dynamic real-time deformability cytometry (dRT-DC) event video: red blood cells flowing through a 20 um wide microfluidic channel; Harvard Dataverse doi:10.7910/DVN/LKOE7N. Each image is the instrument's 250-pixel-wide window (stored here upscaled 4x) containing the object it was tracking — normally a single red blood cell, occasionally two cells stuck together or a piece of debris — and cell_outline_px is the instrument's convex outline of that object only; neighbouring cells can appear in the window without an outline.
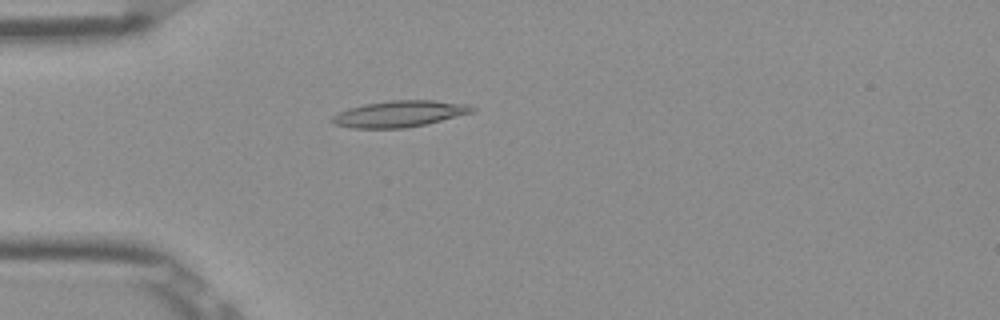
{"species": "Egyptian fruit bat (a non-hibernating species)", "species_latin": "Rousettus aegyptiacus", "temperature_condition": "room temperature", "stored_images_in_passage": 51, "camera_frame_rate_fps": 3000, "um_per_image_px": 0.085, "frame": {"image": 1, "passage_image": 14, "time_ms": 4.333, "image_size_px": [1000, 320], "cell_outline_px": [[476, 108], [472, 112], [428, 124], [404, 128], [352, 128], [336, 124], [328, 120], [336, 112], [348, 108], [364, 104], [392, 100], [432, 100], [468, 104]], "centroid_in_image_um": [33.92, 9.67], "position_along_channel_um": 51.1, "area_um2": 21.56}}
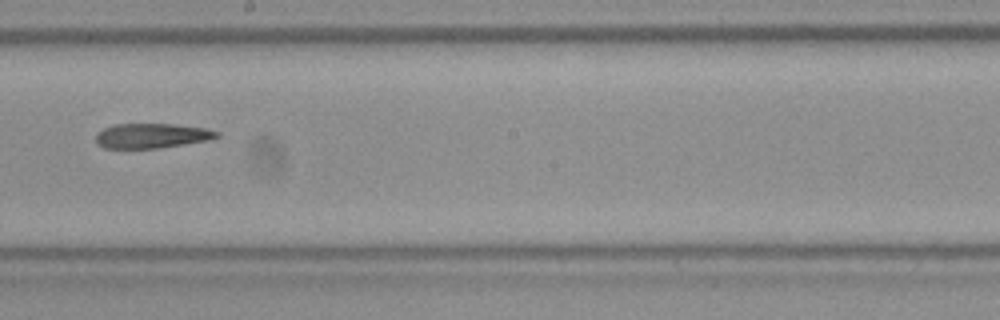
{"frame": {"image": 2, "passage_image": 29, "time_ms": 9.333, "image_size_px": [1000, 320], "cell_outline_px": [[220, 136], [208, 140], [160, 148], [104, 148], [96, 144], [96, 132], [104, 128], [116, 124], [172, 124], [204, 128], [220, 132]], "centroid_in_image_um": [12.87, 11.54], "position_along_channel_um": 235.3, "area_um2": 17.46}}
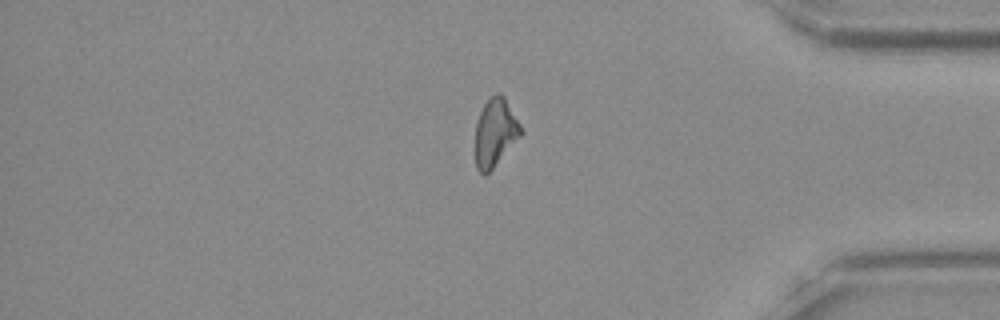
{"frame": {"image": 3, "passage_image": 43, "time_ms": 14.0, "image_size_px": [1000, 320], "cell_outline_px": [[524, 132], [492, 168], [484, 176], [476, 168], [476, 124], [480, 112], [484, 104], [496, 92], [500, 92], [504, 96], [520, 124]], "centroid_in_image_um": [42.1, 11.24], "position_along_channel_um": 393.1, "area_um2": 17.74}}